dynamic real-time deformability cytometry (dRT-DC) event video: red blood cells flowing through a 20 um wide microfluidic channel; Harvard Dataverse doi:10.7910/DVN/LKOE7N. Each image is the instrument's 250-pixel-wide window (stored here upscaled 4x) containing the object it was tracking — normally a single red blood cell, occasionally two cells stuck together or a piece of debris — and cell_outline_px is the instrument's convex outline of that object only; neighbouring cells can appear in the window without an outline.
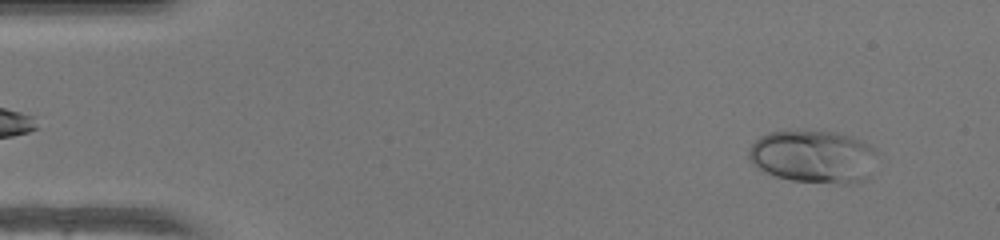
{"species": "human", "species_latin": "Homo sapiens", "temperature_condition": "warm", "stored_images_in_passage": 48, "camera_frame_rate_fps": 3000, "um_per_image_px": 0.085, "donor": {"sex": "female"}, "frame": {"image": 1, "passage_image": 4, "time_ms": 1.0, "image_size_px": [1000, 240], "cell_outline_px": [[876, 148], [872, 176], [864, 180], [848, 184], [840, 184], [792, 180], [776, 176], [752, 164], [748, 156], [748, 148], [760, 136], [768, 132], [836, 132], [852, 136]], "centroid_in_image_um": [69.17, 13.33], "position_along_channel_um": 15.8, "area_um2": 39.42}}
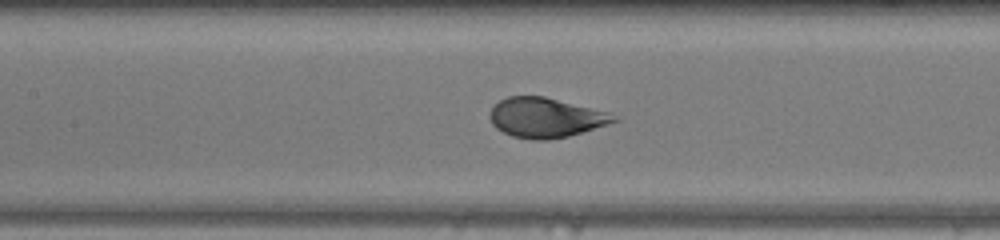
{"frame": {"image": 2, "passage_image": 22, "time_ms": 7.0, "image_size_px": [1000, 240], "cell_outline_px": [[620, 120], [608, 124], [568, 136], [548, 140], [532, 140], [512, 136], [496, 128], [492, 124], [488, 116], [492, 108], [500, 100], [508, 96], [544, 96], [612, 112], [620, 116]], "centroid_in_image_um": [46.42, 9.99], "position_along_channel_um": 161.0, "area_um2": 29.02}}
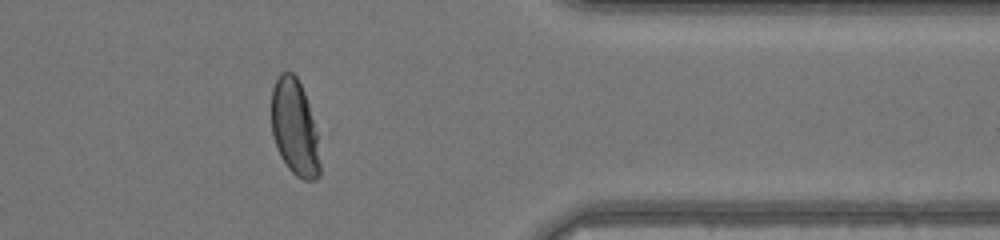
{"frame": {"image": 3, "passage_image": 39, "time_ms": 12.667, "image_size_px": [1000, 240], "cell_outline_px": [[320, 176], [316, 180], [304, 180], [296, 176], [288, 168], [280, 156], [276, 148], [272, 136], [272, 88], [280, 72], [292, 72], [296, 76], [304, 92], [308, 104], [316, 132], [320, 164]], "centroid_in_image_um": [25.03, 10.88], "position_along_channel_um": 386.4, "area_um2": 27.05}, "authors_computed_cell_mechanics": {"area_um2": 29.9404, "velocity_mm_per_s": 4.2794, "shape_relaxation_time_tau1_ms": 4.1602, "shape_relaxation_time_tau2_ms": null, "deformation_change_tau1": 0.2262, "deformation_change_tau2": null}}